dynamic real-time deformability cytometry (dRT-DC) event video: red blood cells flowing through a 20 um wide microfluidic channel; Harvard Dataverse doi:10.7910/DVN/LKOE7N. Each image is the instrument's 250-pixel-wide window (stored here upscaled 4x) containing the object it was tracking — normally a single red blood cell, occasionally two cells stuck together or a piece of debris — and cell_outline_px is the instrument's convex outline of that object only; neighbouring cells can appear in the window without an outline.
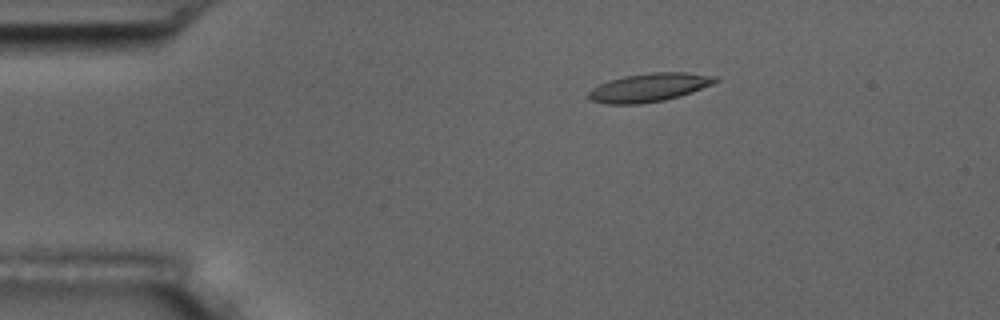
{"species": "common noctule bat (a hibernating species)", "species_latin": "Nyctalus noctula", "temperature_condition": "room temperature", "stored_images_in_passage": 46, "camera_frame_rate_fps": 3000, "um_per_image_px": 0.085, "animal": {"sex": "male", "body_mass_g": 17.5, "forearm_length_mm": 52.3}, "frame": {"image": 1, "passage_image": 1, "time_ms": 0.0, "image_size_px": [1000, 320], "cell_outline_px": [[720, 80], [712, 84], [692, 92], [680, 96], [664, 100], [640, 104], [608, 104], [592, 100], [588, 96], [588, 92], [592, 88], [608, 80], [624, 76], [652, 72], [684, 72], [716, 76]], "centroid_in_image_um": [55.19, 7.43], "position_along_channel_um": 29.8, "area_um2": 20.98}}
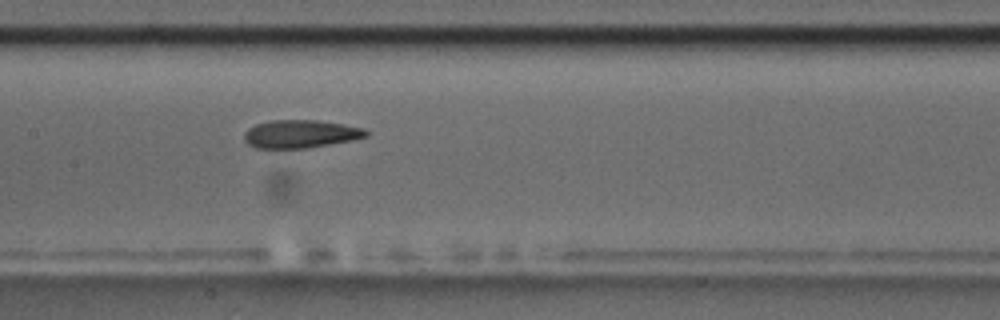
{"frame": {"image": 2, "passage_image": 18, "time_ms": 5.667, "image_size_px": [1000, 320], "cell_outline_px": [[368, 136], [352, 140], [308, 148], [256, 148], [248, 144], [244, 140], [244, 132], [248, 128], [256, 124], [272, 120], [316, 120], [364, 128], [368, 132]], "centroid_in_image_um": [25.52, 11.39], "position_along_channel_um": 181.9, "area_um2": 19.83}}
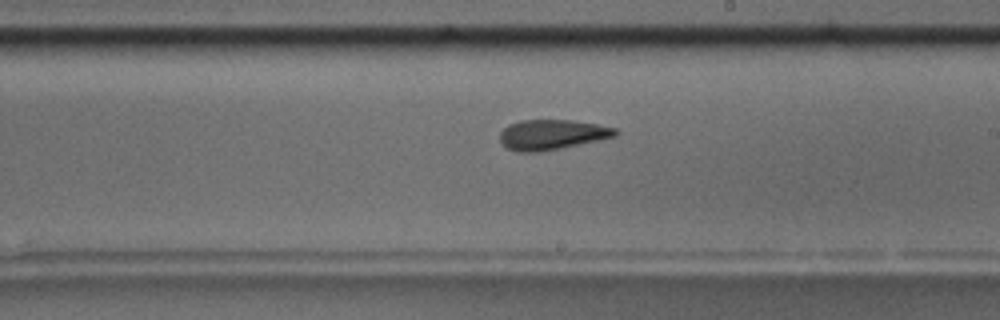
{"frame": {"image": 3, "passage_image": 23, "time_ms": 7.333, "image_size_px": [1000, 320], "cell_outline_px": [[620, 132], [616, 136], [560, 148], [540, 152], [516, 152], [508, 148], [500, 140], [500, 132], [508, 124], [520, 120], [572, 120], [596, 124], [616, 128]], "centroid_in_image_um": [46.9, 11.43], "position_along_channel_um": 242.1, "area_um2": 20.17}, "authors_computed_cell_mechanics": {"area_um2": 20.6346, "velocity_mm_per_s": 3.629, "shape_relaxation_time_tau1_ms": 10.2311, "shape_relaxation_time_tau2_ms": 2.7874, "deformation_change_tau1": 0.2298, "deformation_change_tau2": 0.1195}}